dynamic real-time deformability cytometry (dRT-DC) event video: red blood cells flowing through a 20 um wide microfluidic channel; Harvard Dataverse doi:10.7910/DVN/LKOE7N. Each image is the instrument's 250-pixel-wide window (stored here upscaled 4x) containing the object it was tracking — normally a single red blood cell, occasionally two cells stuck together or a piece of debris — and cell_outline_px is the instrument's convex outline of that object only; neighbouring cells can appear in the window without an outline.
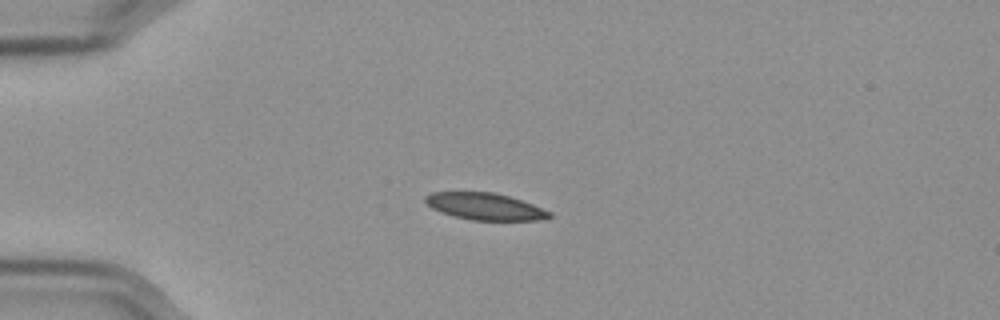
{"species": "Egyptian fruit bat (a non-hibernating species)", "species_latin": "Rousettus aegyptiacus", "temperature_condition": "cold", "stored_images_in_passage": 43, "camera_frame_rate_fps": 3000, "um_per_image_px": 0.085, "frame": {"image": 1, "passage_image": 1, "time_ms": 0.0, "image_size_px": [1000, 320], "cell_outline_px": [[552, 216], [540, 220], [472, 220], [456, 216], [432, 208], [424, 200], [424, 196], [432, 192], [496, 192], [532, 204], [552, 212]], "centroid_in_image_um": [41.24, 17.54], "position_along_channel_um": 43.8, "area_um2": 19.19}}
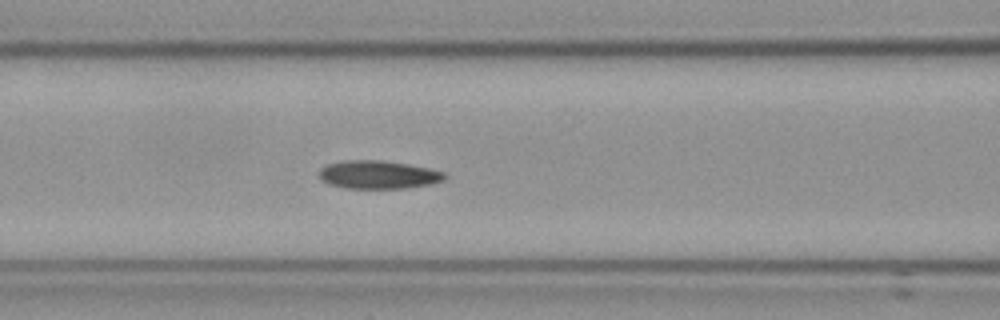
{"frame": {"image": 2, "passage_image": 11, "time_ms": 3.333, "image_size_px": [1000, 320], "cell_outline_px": [[448, 176], [444, 180], [432, 184], [404, 188], [348, 188], [328, 184], [320, 180], [320, 168], [328, 164], [344, 160], [380, 160], [408, 164], [428, 168], [444, 172]], "centroid_in_image_um": [32.16, 14.85], "position_along_channel_um": 134.4, "area_um2": 20.63}}
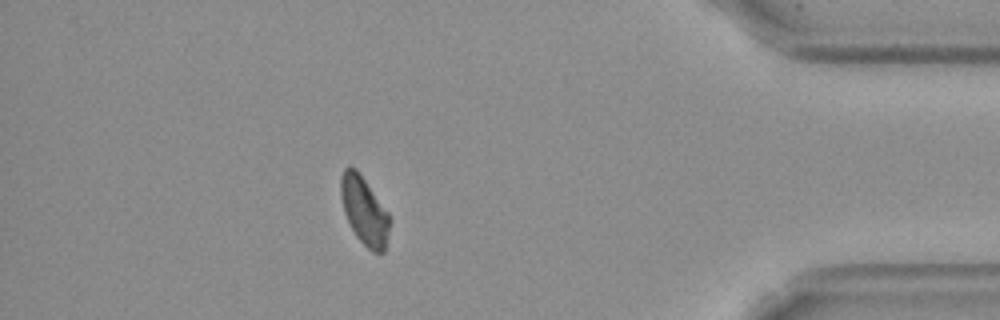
{"frame": {"image": 3, "passage_image": 37, "time_ms": 12.0, "image_size_px": [1000, 320], "cell_outline_px": [[388, 232], [384, 252], [372, 252], [356, 236], [344, 212], [340, 196], [340, 180], [344, 168], [356, 168], [360, 172], [388, 212]], "centroid_in_image_um": [30.94, 17.88], "position_along_channel_um": 404.3, "area_um2": 19.02}, "authors_computed_cell_mechanics": {"area_um2": 20.2878, "velocity_mm_per_s": 3.5558, "shape_relaxation_time_tau1_ms": 7.0532, "shape_relaxation_time_tau2_ms": null, "deformation_change_tau1": 0.1086, "deformation_change_tau2": null}}